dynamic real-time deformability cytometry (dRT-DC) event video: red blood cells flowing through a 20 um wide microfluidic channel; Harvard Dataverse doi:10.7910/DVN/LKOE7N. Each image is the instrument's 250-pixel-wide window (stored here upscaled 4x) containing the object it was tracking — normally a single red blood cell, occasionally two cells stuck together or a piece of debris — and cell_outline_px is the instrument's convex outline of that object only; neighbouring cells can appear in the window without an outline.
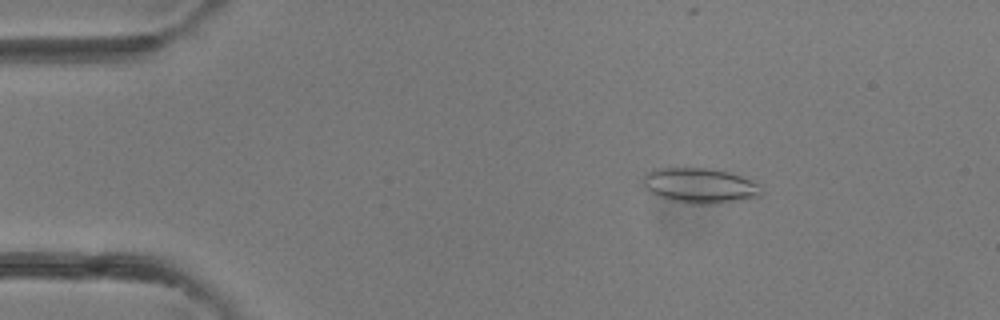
{"species": "common noctule bat (a hibernating species)", "species_latin": "Nyctalus noctula", "temperature_condition": "room temperature", "stored_images_in_passage": 37, "camera_frame_rate_fps": 3000, "um_per_image_px": 0.085, "animal": {"sex": "female"}, "frame": {"image": 1, "passage_image": 4, "time_ms": 1.0, "image_size_px": [1000, 320], "cell_outline_px": [[764, 192], [760, 196], [740, 200], [708, 204], [692, 204], [668, 200], [648, 192], [644, 188], [644, 172], [652, 168], [712, 168], [728, 172], [752, 180], [760, 184]], "centroid_in_image_um": [59.47, 15.77], "position_along_channel_um": 25.5, "area_um2": 24.57}}
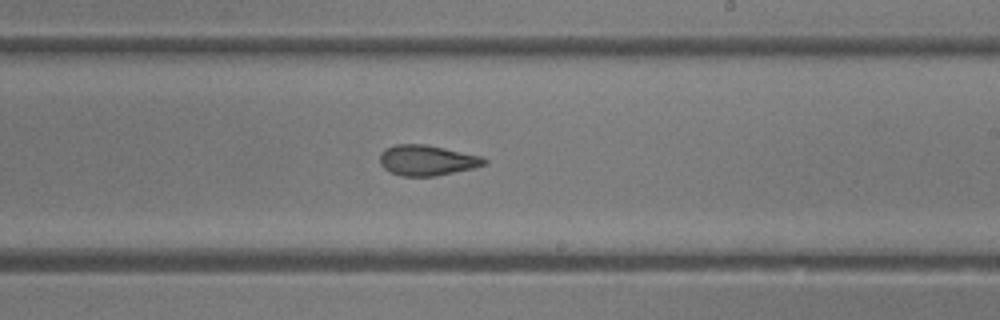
{"frame": {"image": 2, "passage_image": 21, "time_ms": 6.667, "image_size_px": [1000, 320], "cell_outline_px": [[488, 164], [472, 168], [436, 176], [400, 176], [384, 168], [380, 164], [380, 152], [384, 148], [396, 144], [424, 144], [444, 148], [480, 156], [488, 160]], "centroid_in_image_um": [36.27, 13.62], "position_along_channel_um": 252.7, "area_um2": 18.5}}
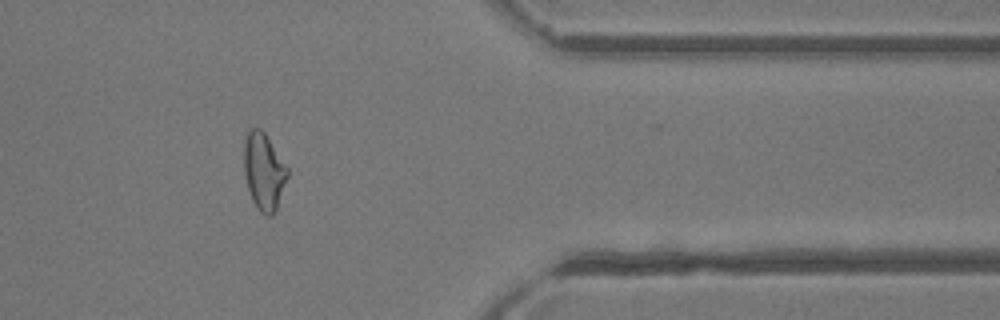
{"frame": {"image": 3, "passage_image": 30, "time_ms": 9.667, "image_size_px": [1000, 320], "cell_outline_px": [[288, 176], [276, 212], [272, 216], [264, 216], [256, 208], [252, 200], [248, 188], [244, 172], [244, 140], [248, 132], [252, 128], [260, 128], [264, 132], [288, 168]], "centroid_in_image_um": [22.43, 14.62], "position_along_channel_um": 389.0, "area_um2": 19.59}}